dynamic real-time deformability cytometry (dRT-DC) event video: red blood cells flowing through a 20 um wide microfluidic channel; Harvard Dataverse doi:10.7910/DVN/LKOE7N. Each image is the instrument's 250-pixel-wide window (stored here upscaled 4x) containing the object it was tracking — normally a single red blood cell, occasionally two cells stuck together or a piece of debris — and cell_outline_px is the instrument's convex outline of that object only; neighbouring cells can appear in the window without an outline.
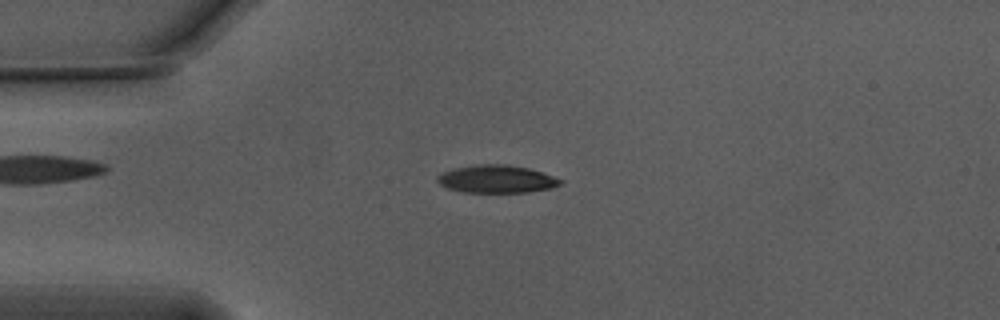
{"species": "Egyptian fruit bat (a non-hibernating species)", "species_latin": "Rousettus aegyptiacus", "temperature_condition": "warm", "stored_images_in_passage": 54, "camera_frame_rate_fps": 3000, "um_per_image_px": 0.085, "animal": {"sex": "male"}, "frame": {"image": 1, "passage_image": 13, "time_ms": 4.0, "image_size_px": [1000, 320], "cell_outline_px": [[564, 180], [560, 184], [552, 188], [528, 192], [464, 192], [448, 188], [440, 184], [436, 180], [436, 176], [444, 172], [456, 168], [476, 164], [504, 164], [528, 168]], "centroid_in_image_um": [42.2, 15.22], "position_along_channel_um": 42.8, "area_um2": 19.71}}
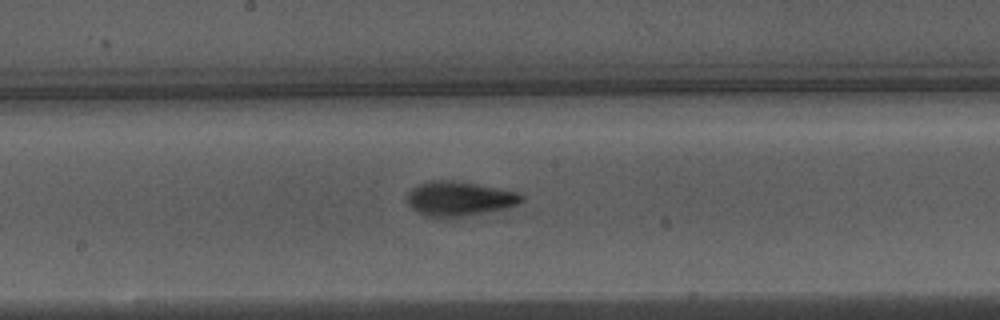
{"frame": {"image": 2, "passage_image": 28, "time_ms": 9.0, "image_size_px": [1000, 320], "cell_outline_px": [[524, 200], [516, 204], [504, 208], [464, 216], [428, 216], [412, 208], [408, 204], [408, 192], [412, 188], [420, 184], [432, 180], [452, 180], [476, 184], [516, 192], [524, 196]], "centroid_in_image_um": [39.03, 16.87], "position_along_channel_um": 209.2, "area_um2": 22.31}}
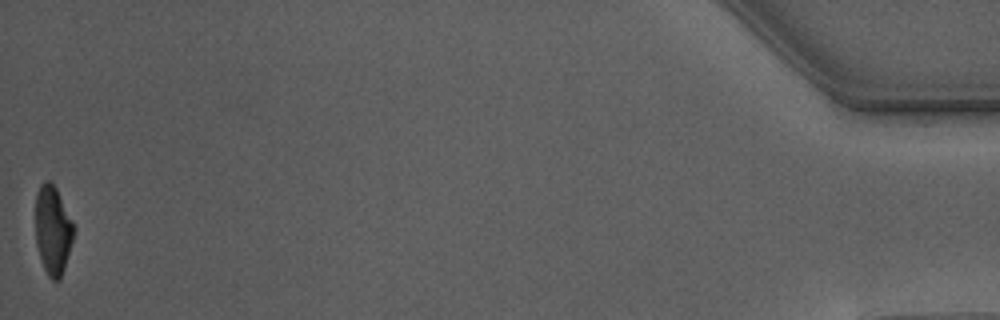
{"frame": {"image": 3, "passage_image": 54, "time_ms": 17.667, "image_size_px": [1000, 320], "cell_outline_px": [[76, 228], [64, 268], [60, 280], [52, 280], [48, 276], [44, 268], [36, 244], [36, 192], [40, 184], [44, 180], [48, 180], [56, 188]], "centroid_in_image_um": [4.49, 19.55], "position_along_channel_um": 430.7, "area_um2": 19.71}, "authors_computed_cell_mechanics": {"area_um2": 21.0681, "velocity_mm_per_s": 3.7596, "shape_relaxation_time_tau1_ms": 2.6953, "shape_relaxation_time_tau2_ms": 1.1543, "deformation_change_tau1": 0.179, "deformation_change_tau2": 0.0802}}